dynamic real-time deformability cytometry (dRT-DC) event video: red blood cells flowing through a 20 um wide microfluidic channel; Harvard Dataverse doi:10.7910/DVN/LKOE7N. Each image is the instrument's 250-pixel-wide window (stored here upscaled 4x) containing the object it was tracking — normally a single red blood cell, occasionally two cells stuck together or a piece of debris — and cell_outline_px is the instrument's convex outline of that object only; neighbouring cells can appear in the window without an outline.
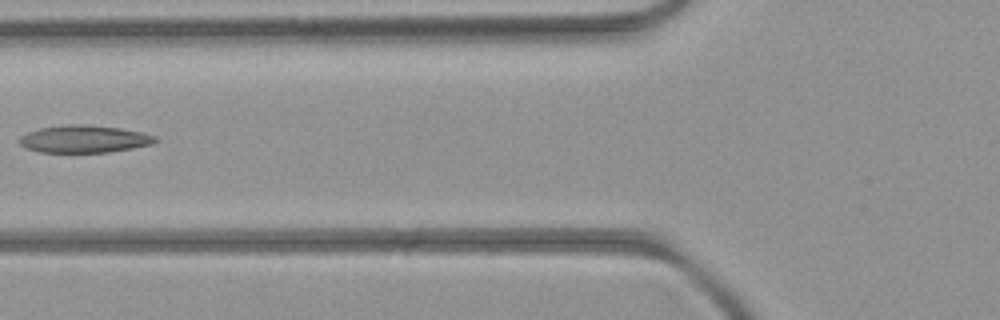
{"species": "common noctule bat (a hibernating species)", "species_latin": "Nyctalus noctula", "temperature_condition": "room temperature", "stored_images_in_passage": 5, "camera_frame_rate_fps": 3000, "um_per_image_px": 0.085, "animal": {"sex": "female", "body_mass_g": 21.9}, "frame": {"image": 1, "passage_image": 5, "time_ms": 5.333, "image_size_px": [1000, 320], "cell_outline_px": [[160, 140], [152, 144], [132, 148], [108, 152], [40, 152], [28, 148], [20, 144], [16, 140], [20, 136], [28, 132], [40, 128], [68, 124], [84, 124], [120, 128], [144, 132], [156, 136]], "centroid_in_image_um": [7.18, 11.81], "position_along_channel_um": 118.6, "area_um2": 21.79}}